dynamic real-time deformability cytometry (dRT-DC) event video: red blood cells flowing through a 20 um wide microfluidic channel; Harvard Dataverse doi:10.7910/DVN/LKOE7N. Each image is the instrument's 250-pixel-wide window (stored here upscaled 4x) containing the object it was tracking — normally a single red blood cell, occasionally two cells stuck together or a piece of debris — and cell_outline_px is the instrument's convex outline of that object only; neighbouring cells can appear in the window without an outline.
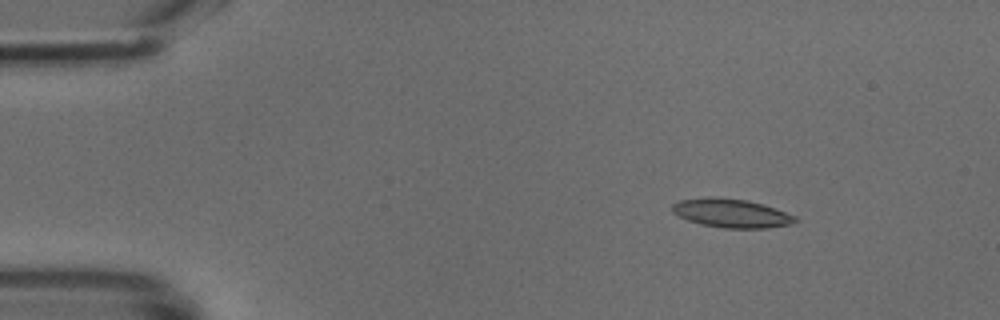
{"species": "common noctule bat (a hibernating species)", "species_latin": "Nyctalus noctula", "temperature_condition": "cold", "stored_images_in_passage": 38, "camera_frame_rate_fps": 3000, "um_per_image_px": 0.085, "animal": {"sex": "male", "body_mass_g": 18.8}, "frame": {"image": 1, "passage_image": 2, "time_ms": 0.333, "image_size_px": [1000, 320], "cell_outline_px": [[800, 220], [788, 224], [768, 228], [724, 228], [700, 224], [688, 220], [672, 212], [672, 204], [680, 200], [712, 196], [748, 200], [764, 204], [796, 216]], "centroid_in_image_um": [62.17, 18.11], "position_along_channel_um": 22.8, "area_um2": 20.63}}
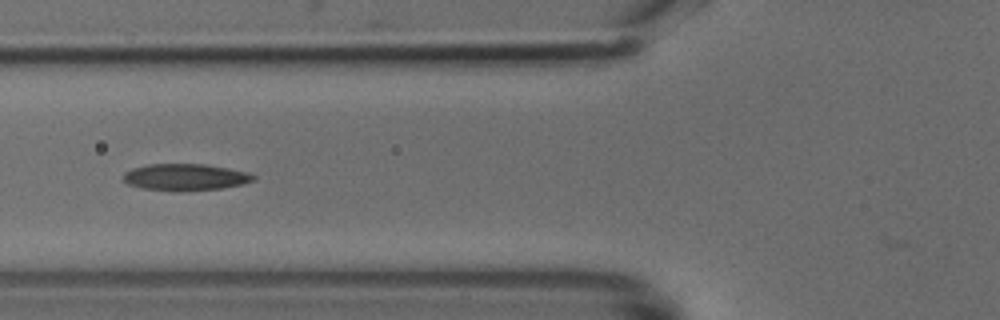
{"frame": {"image": 2, "passage_image": 14, "time_ms": 4.333, "image_size_px": [1000, 320], "cell_outline_px": [[256, 176], [252, 180], [244, 184], [220, 188], [140, 188], [128, 184], [124, 180], [124, 172], [132, 168], [148, 164], [204, 164], [228, 168], [248, 172]], "centroid_in_image_um": [15.76, 15.0], "position_along_channel_um": 110.0, "area_um2": 19.19}}
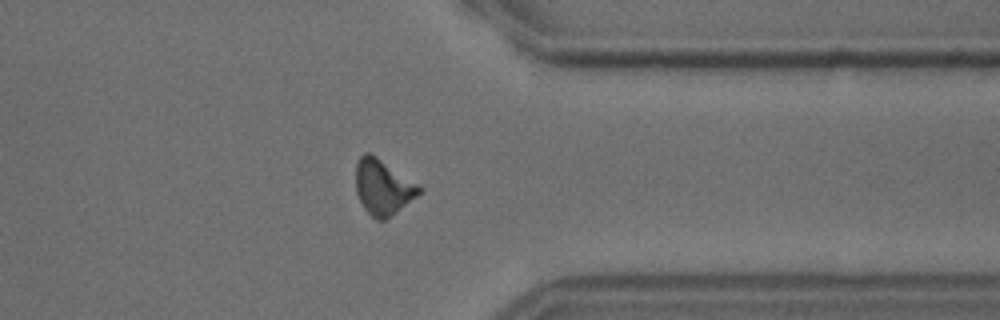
{"frame": {"image": 3, "passage_image": 34, "time_ms": 11.0, "image_size_px": [1000, 320], "cell_outline_px": [[424, 188], [416, 196], [384, 220], [376, 220], [364, 208], [356, 192], [356, 164], [360, 156], [364, 152], [368, 152], [376, 156]], "centroid_in_image_um": [32.52, 15.88], "position_along_channel_um": 378.9, "area_um2": 20.0}}